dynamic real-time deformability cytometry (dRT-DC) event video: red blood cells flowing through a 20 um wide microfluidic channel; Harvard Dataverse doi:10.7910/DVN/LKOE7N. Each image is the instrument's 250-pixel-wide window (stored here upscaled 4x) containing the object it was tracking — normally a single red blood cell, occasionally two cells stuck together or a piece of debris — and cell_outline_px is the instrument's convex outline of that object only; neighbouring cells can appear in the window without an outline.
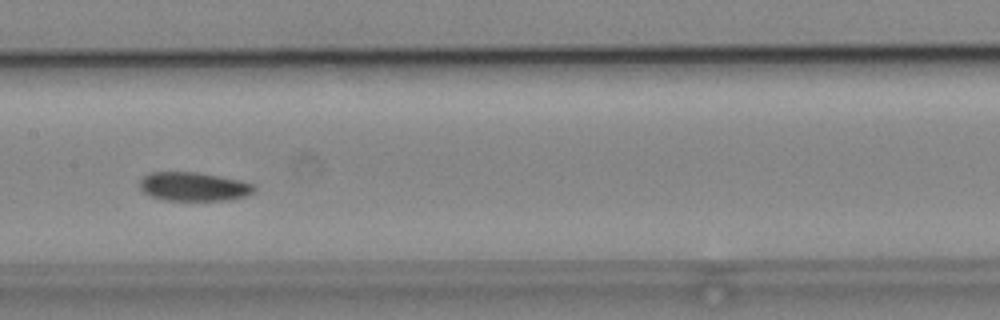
{"species": "common noctule bat (a hibernating species)", "species_latin": "Nyctalus noctula", "temperature_condition": "cold", "stored_images_in_passage": 9, "camera_frame_rate_fps": 3000, "um_per_image_px": 0.085, "animal": {"sex": "male", "body_mass_g": 19.2, "forearm_length_mm": 51.8}, "frame": {"image": 1, "passage_image": 7, "time_ms": 2.0, "image_size_px": [1000, 320], "cell_outline_px": [[256, 188], [252, 192], [244, 196], [228, 200], [164, 200], [152, 196], [144, 192], [140, 188], [140, 180], [148, 172], [196, 172], [220, 176], [240, 180], [256, 184]], "centroid_in_image_um": [16.47, 15.85], "position_along_channel_um": 190.9, "area_um2": 19.19}}
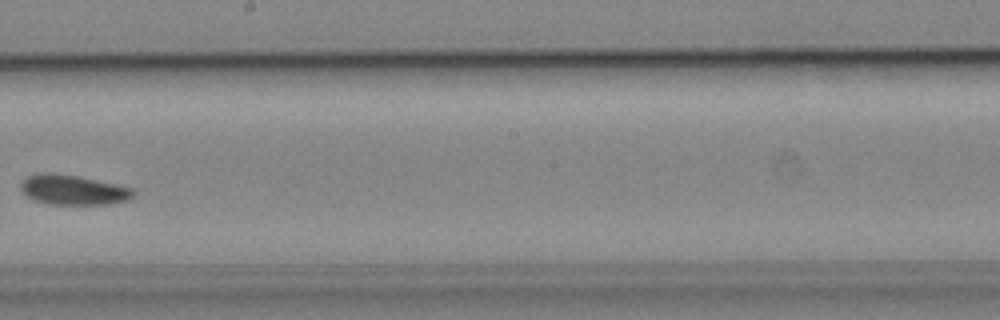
{"frame": {"image": 2, "passage_image": 8, "time_ms": 2.333, "image_size_px": [1000, 320], "cell_outline_px": [[136, 192], [128, 200], [108, 204], [52, 204], [36, 200], [28, 196], [20, 188], [20, 184], [28, 176], [36, 172], [52, 172], [76, 176], [116, 184], [132, 188]], "centroid_in_image_um": [6.22, 16.12], "position_along_channel_um": 242.0, "area_um2": 19.42}}
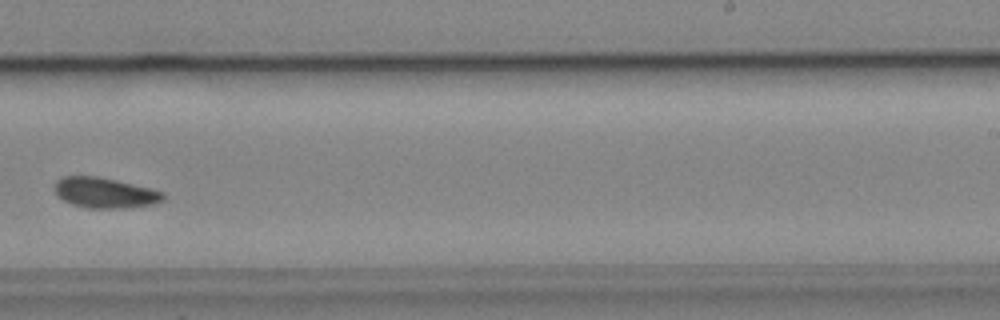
{"frame": {"image": 3, "passage_image": 9, "time_ms": 2.667, "image_size_px": [1000, 320], "cell_outline_px": [[164, 200], [156, 204], [128, 208], [88, 208], [72, 204], [64, 200], [56, 192], [52, 184], [56, 180], [64, 176], [96, 176], [116, 180], [164, 192]], "centroid_in_image_um": [8.91, 16.39], "position_along_channel_um": 280.1, "area_um2": 19.25}}